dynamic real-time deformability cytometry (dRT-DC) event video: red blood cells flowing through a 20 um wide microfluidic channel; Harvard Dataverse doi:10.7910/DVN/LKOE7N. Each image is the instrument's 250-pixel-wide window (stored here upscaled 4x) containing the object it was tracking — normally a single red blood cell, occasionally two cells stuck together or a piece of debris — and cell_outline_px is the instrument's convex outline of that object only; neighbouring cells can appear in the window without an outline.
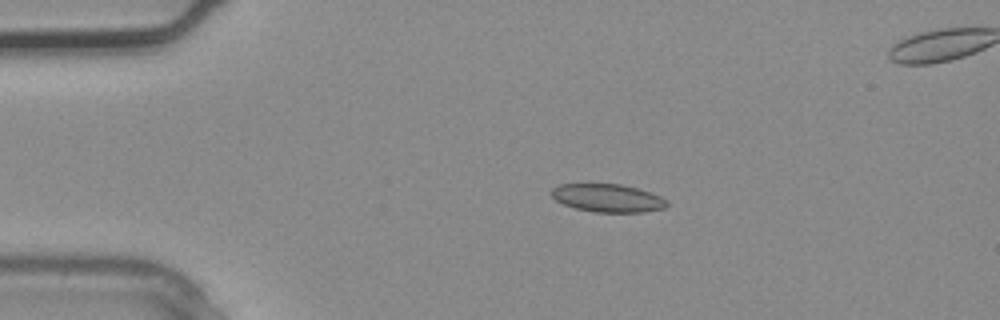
{"species": "common noctule bat (a hibernating species)", "species_latin": "Nyctalus noctula", "temperature_condition": "warm", "stored_images_in_passage": 4, "camera_frame_rate_fps": 3000, "um_per_image_px": 0.085, "animal": {"sex": "male", "body_mass_g": 20.4}, "frame": {"image": 1, "passage_image": 2, "time_ms": 0.333, "image_size_px": [1000, 320], "cell_outline_px": [[668, 204], [664, 208], [644, 212], [596, 212], [576, 208], [564, 204], [556, 200], [552, 196], [552, 188], [560, 184], [620, 184], [636, 188], [660, 196], [668, 200]], "centroid_in_image_um": [51.67, 16.83], "position_along_channel_um": 33.3, "area_um2": 18.67}}